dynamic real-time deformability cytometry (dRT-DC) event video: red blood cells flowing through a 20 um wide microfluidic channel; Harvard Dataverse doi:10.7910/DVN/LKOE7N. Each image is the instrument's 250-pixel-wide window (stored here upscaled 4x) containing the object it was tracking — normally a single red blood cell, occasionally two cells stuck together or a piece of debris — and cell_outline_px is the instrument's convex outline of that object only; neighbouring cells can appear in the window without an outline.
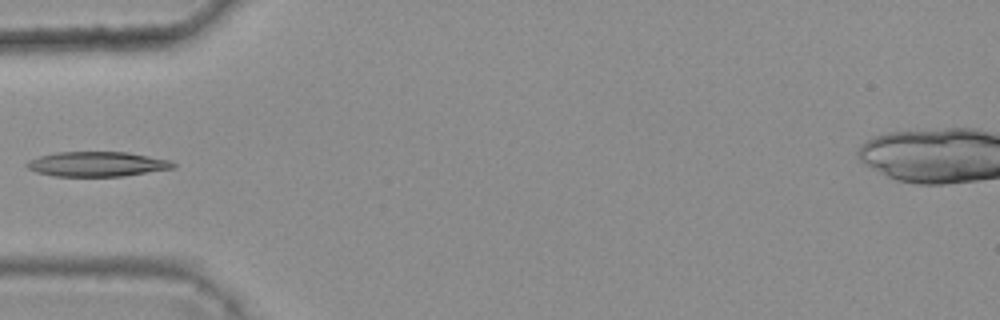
{"species": "common noctule bat (a hibernating species)", "species_latin": "Nyctalus noctula", "temperature_condition": "warm", "stored_images_in_passage": 4, "camera_frame_rate_fps": 3000, "um_per_image_px": 0.085, "animal": {"sex": "female", "body_mass_g": 25.1}, "frame": {"image": 1, "passage_image": 3, "time_ms": 0.667, "image_size_px": [1000, 320], "cell_outline_px": [[176, 164], [172, 168], [124, 176], [56, 176], [36, 172], [28, 168], [24, 164], [28, 160], [40, 156], [56, 152], [128, 152], [172, 160]], "centroid_in_image_um": [8.25, 13.94], "position_along_channel_um": 76.8, "area_um2": 21.15}}
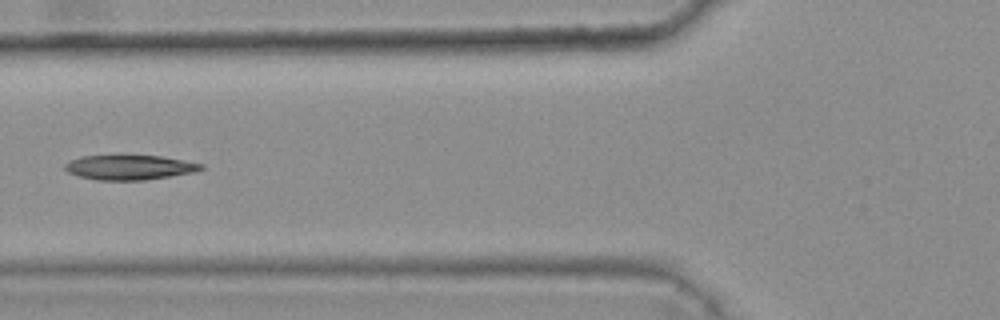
{"frame": {"image": 2, "passage_image": 4, "time_ms": 1.0, "image_size_px": [1000, 320], "cell_outline_px": [[204, 168], [196, 172], [144, 180], [96, 180], [80, 176], [68, 172], [64, 168], [64, 164], [80, 156], [160, 156], [204, 164]], "centroid_in_image_um": [11.03, 14.23], "position_along_channel_um": 114.8, "area_um2": 19.42}}